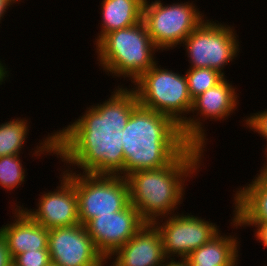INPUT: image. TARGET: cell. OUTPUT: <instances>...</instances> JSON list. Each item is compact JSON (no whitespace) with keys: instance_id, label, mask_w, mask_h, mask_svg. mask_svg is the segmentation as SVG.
<instances>
[{"instance_id":"cell-1","label":"cell","mask_w":267,"mask_h":266,"mask_svg":"<svg viewBox=\"0 0 267 266\" xmlns=\"http://www.w3.org/2000/svg\"><path fill=\"white\" fill-rule=\"evenodd\" d=\"M119 86H115V90L103 103L86 107L84 114L73 123L70 122L62 130L48 133L34 147L32 157L55 155L66 163L63 170L124 177L121 130L139 103L130 84L129 88L125 84Z\"/></svg>"},{"instance_id":"cell-2","label":"cell","mask_w":267,"mask_h":266,"mask_svg":"<svg viewBox=\"0 0 267 266\" xmlns=\"http://www.w3.org/2000/svg\"><path fill=\"white\" fill-rule=\"evenodd\" d=\"M204 151L207 150L189 144L169 165L139 170L125 177L130 203L146 223L177 213L187 188L185 181L204 167Z\"/></svg>"},{"instance_id":"cell-3","label":"cell","mask_w":267,"mask_h":266,"mask_svg":"<svg viewBox=\"0 0 267 266\" xmlns=\"http://www.w3.org/2000/svg\"><path fill=\"white\" fill-rule=\"evenodd\" d=\"M121 140L124 177L139 170L169 165L188 145L170 117L140 104L132 111Z\"/></svg>"},{"instance_id":"cell-4","label":"cell","mask_w":267,"mask_h":266,"mask_svg":"<svg viewBox=\"0 0 267 266\" xmlns=\"http://www.w3.org/2000/svg\"><path fill=\"white\" fill-rule=\"evenodd\" d=\"M98 65L103 72L131 83L147 72L156 62L159 50L153 44L143 20L133 26L106 34L96 45ZM156 51V52H155Z\"/></svg>"},{"instance_id":"cell-5","label":"cell","mask_w":267,"mask_h":266,"mask_svg":"<svg viewBox=\"0 0 267 266\" xmlns=\"http://www.w3.org/2000/svg\"><path fill=\"white\" fill-rule=\"evenodd\" d=\"M158 62L134 81L131 88L141 106L166 115L181 126L193 105L186 76L161 68Z\"/></svg>"},{"instance_id":"cell-6","label":"cell","mask_w":267,"mask_h":266,"mask_svg":"<svg viewBox=\"0 0 267 266\" xmlns=\"http://www.w3.org/2000/svg\"><path fill=\"white\" fill-rule=\"evenodd\" d=\"M205 18L192 1L165 5L161 0H145L143 5L142 20L159 52L181 45Z\"/></svg>"},{"instance_id":"cell-7","label":"cell","mask_w":267,"mask_h":266,"mask_svg":"<svg viewBox=\"0 0 267 266\" xmlns=\"http://www.w3.org/2000/svg\"><path fill=\"white\" fill-rule=\"evenodd\" d=\"M236 32L232 25L205 18L180 45L186 49L189 68H211L228 78L224 68L236 60L241 50Z\"/></svg>"},{"instance_id":"cell-8","label":"cell","mask_w":267,"mask_h":266,"mask_svg":"<svg viewBox=\"0 0 267 266\" xmlns=\"http://www.w3.org/2000/svg\"><path fill=\"white\" fill-rule=\"evenodd\" d=\"M79 222L86 225L98 215H111L129 203V187L125 177L75 172Z\"/></svg>"},{"instance_id":"cell-9","label":"cell","mask_w":267,"mask_h":266,"mask_svg":"<svg viewBox=\"0 0 267 266\" xmlns=\"http://www.w3.org/2000/svg\"><path fill=\"white\" fill-rule=\"evenodd\" d=\"M232 84V81L229 83V80L224 77L214 87L193 99L190 111L192 115L188 116L187 120L180 126L183 138L190 145L207 149L208 138H206L207 130L204 127L205 120H219L221 122V120H226V118L231 117L230 115L236 113L235 110L239 105V94L237 88Z\"/></svg>"},{"instance_id":"cell-10","label":"cell","mask_w":267,"mask_h":266,"mask_svg":"<svg viewBox=\"0 0 267 266\" xmlns=\"http://www.w3.org/2000/svg\"><path fill=\"white\" fill-rule=\"evenodd\" d=\"M183 213L177 212L153 222L161 235L166 259L187 258L221 231L210 219H202L191 212Z\"/></svg>"},{"instance_id":"cell-11","label":"cell","mask_w":267,"mask_h":266,"mask_svg":"<svg viewBox=\"0 0 267 266\" xmlns=\"http://www.w3.org/2000/svg\"><path fill=\"white\" fill-rule=\"evenodd\" d=\"M61 182L54 191L39 194L36 208L14 203L15 208H22L34 221L48 230L79 224L78 199L75 192V172L60 170ZM20 205V206H19Z\"/></svg>"},{"instance_id":"cell-12","label":"cell","mask_w":267,"mask_h":266,"mask_svg":"<svg viewBox=\"0 0 267 266\" xmlns=\"http://www.w3.org/2000/svg\"><path fill=\"white\" fill-rule=\"evenodd\" d=\"M48 250L51 262L58 266H105L107 263L80 223L50 229Z\"/></svg>"},{"instance_id":"cell-13","label":"cell","mask_w":267,"mask_h":266,"mask_svg":"<svg viewBox=\"0 0 267 266\" xmlns=\"http://www.w3.org/2000/svg\"><path fill=\"white\" fill-rule=\"evenodd\" d=\"M146 222L139 211L129 203L123 210L111 215H98L86 225L98 251L107 258L132 238Z\"/></svg>"},{"instance_id":"cell-14","label":"cell","mask_w":267,"mask_h":266,"mask_svg":"<svg viewBox=\"0 0 267 266\" xmlns=\"http://www.w3.org/2000/svg\"><path fill=\"white\" fill-rule=\"evenodd\" d=\"M165 260L158 229L153 223H145L132 238L107 258V263L111 261V265L106 266H163Z\"/></svg>"},{"instance_id":"cell-15","label":"cell","mask_w":267,"mask_h":266,"mask_svg":"<svg viewBox=\"0 0 267 266\" xmlns=\"http://www.w3.org/2000/svg\"><path fill=\"white\" fill-rule=\"evenodd\" d=\"M12 222L2 225L0 233L5 238L12 259L28 250L48 249L49 230L34 221L22 208H12Z\"/></svg>"},{"instance_id":"cell-16","label":"cell","mask_w":267,"mask_h":266,"mask_svg":"<svg viewBox=\"0 0 267 266\" xmlns=\"http://www.w3.org/2000/svg\"><path fill=\"white\" fill-rule=\"evenodd\" d=\"M237 189L233 190V218L237 222H267V177L257 173L249 184Z\"/></svg>"},{"instance_id":"cell-17","label":"cell","mask_w":267,"mask_h":266,"mask_svg":"<svg viewBox=\"0 0 267 266\" xmlns=\"http://www.w3.org/2000/svg\"><path fill=\"white\" fill-rule=\"evenodd\" d=\"M221 232L215 235L209 242L192 251L187 258H184L187 264H198L199 266H239L240 238L238 239L235 234L223 235Z\"/></svg>"},{"instance_id":"cell-18","label":"cell","mask_w":267,"mask_h":266,"mask_svg":"<svg viewBox=\"0 0 267 266\" xmlns=\"http://www.w3.org/2000/svg\"><path fill=\"white\" fill-rule=\"evenodd\" d=\"M145 0H102L101 31L94 39V46L108 33L133 26L142 21Z\"/></svg>"},{"instance_id":"cell-19","label":"cell","mask_w":267,"mask_h":266,"mask_svg":"<svg viewBox=\"0 0 267 266\" xmlns=\"http://www.w3.org/2000/svg\"><path fill=\"white\" fill-rule=\"evenodd\" d=\"M28 119L15 117L0 124V157L23 154L30 132Z\"/></svg>"},{"instance_id":"cell-20","label":"cell","mask_w":267,"mask_h":266,"mask_svg":"<svg viewBox=\"0 0 267 266\" xmlns=\"http://www.w3.org/2000/svg\"><path fill=\"white\" fill-rule=\"evenodd\" d=\"M21 155L0 157V187L5 191H15L26 180V169L22 164ZM20 185V186H19Z\"/></svg>"},{"instance_id":"cell-21","label":"cell","mask_w":267,"mask_h":266,"mask_svg":"<svg viewBox=\"0 0 267 266\" xmlns=\"http://www.w3.org/2000/svg\"><path fill=\"white\" fill-rule=\"evenodd\" d=\"M185 76L192 100L224 78L221 73L211 68H189L185 71Z\"/></svg>"},{"instance_id":"cell-22","label":"cell","mask_w":267,"mask_h":266,"mask_svg":"<svg viewBox=\"0 0 267 266\" xmlns=\"http://www.w3.org/2000/svg\"><path fill=\"white\" fill-rule=\"evenodd\" d=\"M15 266H47L51 260L48 249L28 250L13 258Z\"/></svg>"},{"instance_id":"cell-23","label":"cell","mask_w":267,"mask_h":266,"mask_svg":"<svg viewBox=\"0 0 267 266\" xmlns=\"http://www.w3.org/2000/svg\"><path fill=\"white\" fill-rule=\"evenodd\" d=\"M244 123L243 126L249 128L250 131H253L254 133H258L261 135L260 137H263V139H266V146L264 150V154H267V109L264 111H258L256 113H251L250 116H246L243 118ZM246 119V120H245Z\"/></svg>"},{"instance_id":"cell-24","label":"cell","mask_w":267,"mask_h":266,"mask_svg":"<svg viewBox=\"0 0 267 266\" xmlns=\"http://www.w3.org/2000/svg\"><path fill=\"white\" fill-rule=\"evenodd\" d=\"M231 223L229 224L231 227H236L240 229V227H255L253 230L254 236L259 243H262L263 247L267 249V222H237L233 217L231 218Z\"/></svg>"},{"instance_id":"cell-25","label":"cell","mask_w":267,"mask_h":266,"mask_svg":"<svg viewBox=\"0 0 267 266\" xmlns=\"http://www.w3.org/2000/svg\"><path fill=\"white\" fill-rule=\"evenodd\" d=\"M12 260L8 244L0 233V266H11L13 264Z\"/></svg>"},{"instance_id":"cell-26","label":"cell","mask_w":267,"mask_h":266,"mask_svg":"<svg viewBox=\"0 0 267 266\" xmlns=\"http://www.w3.org/2000/svg\"><path fill=\"white\" fill-rule=\"evenodd\" d=\"M10 69L8 68V66L5 65V63L2 62V60L0 59V85H2V83H5V80H7V78L11 75H9L10 71L7 70Z\"/></svg>"},{"instance_id":"cell-27","label":"cell","mask_w":267,"mask_h":266,"mask_svg":"<svg viewBox=\"0 0 267 266\" xmlns=\"http://www.w3.org/2000/svg\"><path fill=\"white\" fill-rule=\"evenodd\" d=\"M13 3L10 0H0V24L1 21L4 19V15L6 14L9 7H12Z\"/></svg>"},{"instance_id":"cell-28","label":"cell","mask_w":267,"mask_h":266,"mask_svg":"<svg viewBox=\"0 0 267 266\" xmlns=\"http://www.w3.org/2000/svg\"><path fill=\"white\" fill-rule=\"evenodd\" d=\"M163 266H187V262L184 259H166Z\"/></svg>"},{"instance_id":"cell-29","label":"cell","mask_w":267,"mask_h":266,"mask_svg":"<svg viewBox=\"0 0 267 266\" xmlns=\"http://www.w3.org/2000/svg\"><path fill=\"white\" fill-rule=\"evenodd\" d=\"M264 157L266 158L264 159L266 161L264 162L263 167L261 166L260 170L258 171L261 177H267V154L264 155Z\"/></svg>"},{"instance_id":"cell-30","label":"cell","mask_w":267,"mask_h":266,"mask_svg":"<svg viewBox=\"0 0 267 266\" xmlns=\"http://www.w3.org/2000/svg\"><path fill=\"white\" fill-rule=\"evenodd\" d=\"M13 4L18 3V1L22 2V0H10Z\"/></svg>"},{"instance_id":"cell-31","label":"cell","mask_w":267,"mask_h":266,"mask_svg":"<svg viewBox=\"0 0 267 266\" xmlns=\"http://www.w3.org/2000/svg\"><path fill=\"white\" fill-rule=\"evenodd\" d=\"M47 266H58V265H56V264L50 262Z\"/></svg>"},{"instance_id":"cell-32","label":"cell","mask_w":267,"mask_h":266,"mask_svg":"<svg viewBox=\"0 0 267 266\" xmlns=\"http://www.w3.org/2000/svg\"><path fill=\"white\" fill-rule=\"evenodd\" d=\"M187 266H199L198 264H187Z\"/></svg>"}]
</instances>
